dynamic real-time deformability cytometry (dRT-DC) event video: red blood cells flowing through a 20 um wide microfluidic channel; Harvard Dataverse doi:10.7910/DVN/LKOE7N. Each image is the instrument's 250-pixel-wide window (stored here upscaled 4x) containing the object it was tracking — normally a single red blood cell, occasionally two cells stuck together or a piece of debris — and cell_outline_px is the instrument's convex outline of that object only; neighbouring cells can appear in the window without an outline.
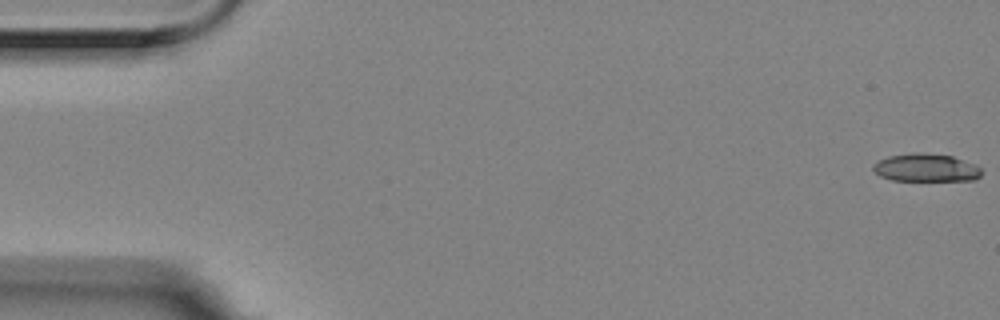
{"species": "Egyptian fruit bat (a non-hibernating species)", "species_latin": "Rousettus aegyptiacus", "temperature_condition": "room temperature", "stored_images_in_passage": 2, "camera_frame_rate_fps": 3000, "um_per_image_px": 0.085, "animal": {"sex": "female"}, "frame": {"image": 1, "passage_image": 2, "time_ms": 0.333, "image_size_px": [1000, 320], "cell_outline_px": [[980, 176], [976, 180], [892, 180], [880, 176], [872, 168], [872, 164], [888, 156], [912, 152], [952, 156], [972, 164], [980, 168]], "centroid_in_image_um": [78.66, 14.26], "position_along_channel_um": 6.3, "area_um2": 17.34}}